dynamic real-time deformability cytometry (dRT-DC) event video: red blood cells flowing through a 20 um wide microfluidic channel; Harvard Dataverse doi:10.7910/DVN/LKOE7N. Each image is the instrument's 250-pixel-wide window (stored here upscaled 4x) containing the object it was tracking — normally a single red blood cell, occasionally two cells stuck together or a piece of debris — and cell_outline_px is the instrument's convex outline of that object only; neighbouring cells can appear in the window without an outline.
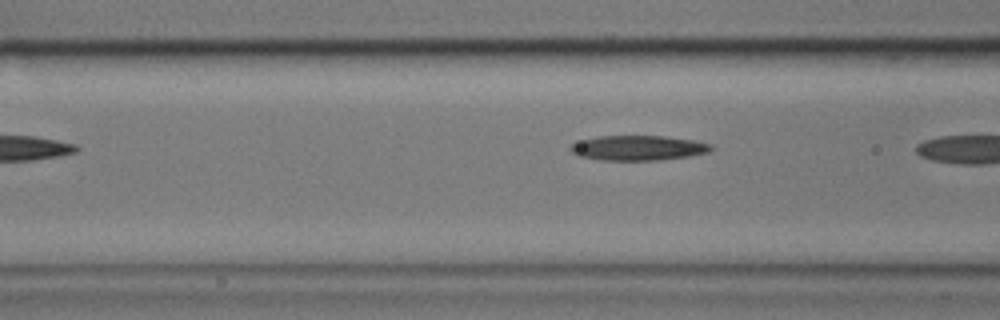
{"species": "common noctule bat (a hibernating species)", "species_latin": "Nyctalus noctula", "temperature_condition": "cold", "stored_images_in_passage": 7, "camera_frame_rate_fps": 3000, "um_per_image_px": 0.085, "animal": {"sex": "male", "body_mass_g": 17.9}, "frame": {"image": 1, "passage_image": 6, "time_ms": 1.667, "image_size_px": [1000, 320], "cell_outline_px": [[716, 148], [708, 152], [688, 156], [660, 160], [604, 160], [580, 156], [572, 152], [568, 148], [572, 144], [584, 140], [600, 136], [664, 136], [692, 140], [712, 144]], "centroid_in_image_um": [54.29, 12.57], "position_along_channel_um": 112.3, "area_um2": 20.23}}